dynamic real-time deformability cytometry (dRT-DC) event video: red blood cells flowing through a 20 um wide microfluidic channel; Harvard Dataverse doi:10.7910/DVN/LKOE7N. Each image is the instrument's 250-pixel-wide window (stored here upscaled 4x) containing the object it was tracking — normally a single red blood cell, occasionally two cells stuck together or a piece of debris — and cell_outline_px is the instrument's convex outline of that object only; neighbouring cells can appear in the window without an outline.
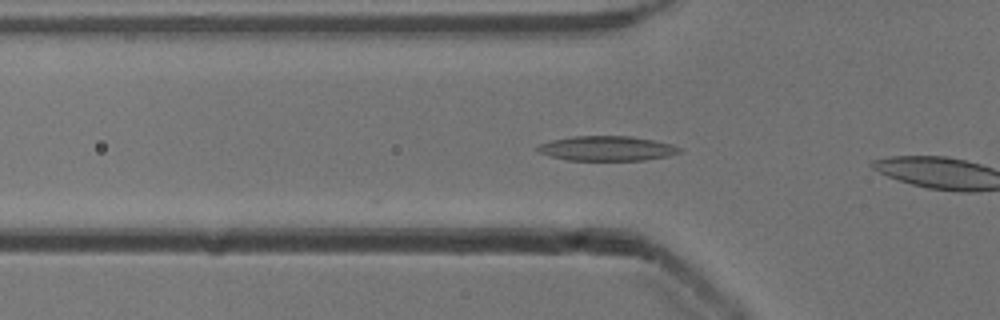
{"species": "common noctule bat (a hibernating species)", "species_latin": "Nyctalus noctula", "temperature_condition": "cold", "stored_images_in_passage": 4, "camera_frame_rate_fps": 3000, "um_per_image_px": 0.085, "animal": {"sex": "male", "body_mass_g": 13.3}, "frame": {"image": 1, "passage_image": 3, "time_ms": 0.667, "image_size_px": [1000, 320], "cell_outline_px": [[684, 152], [668, 156], [644, 160], [568, 160], [552, 156], [540, 152], [532, 148], [540, 144], [552, 140], [576, 136], [632, 136], [672, 144], [680, 148]], "centroid_in_image_um": [51.61, 12.61], "position_along_channel_um": 74.2, "area_um2": 20.4}}